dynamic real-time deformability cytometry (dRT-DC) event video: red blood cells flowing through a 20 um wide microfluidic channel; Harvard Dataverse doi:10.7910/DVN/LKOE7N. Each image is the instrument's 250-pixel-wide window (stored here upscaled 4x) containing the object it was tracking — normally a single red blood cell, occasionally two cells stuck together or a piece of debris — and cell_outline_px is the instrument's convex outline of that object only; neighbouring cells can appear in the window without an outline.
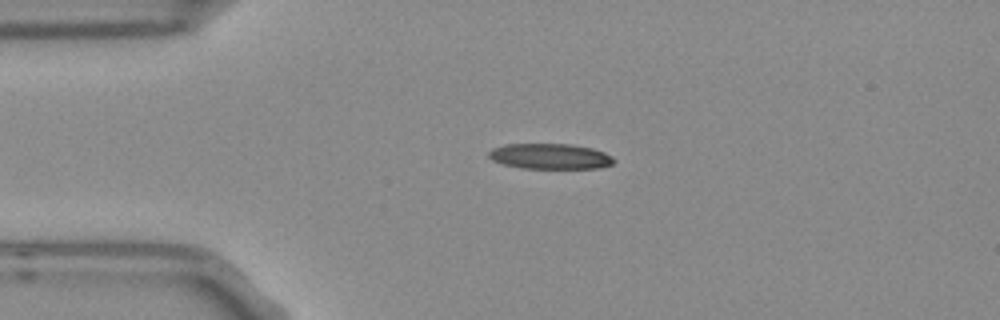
{"species": "Egyptian fruit bat (a non-hibernating species)", "species_latin": "Rousettus aegyptiacus", "temperature_condition": "room temperature", "stored_images_in_passage": 42, "camera_frame_rate_fps": 3000, "um_per_image_px": 0.085, "frame": {"image": 1, "passage_image": 1, "time_ms": 0.0, "image_size_px": [1000, 320], "cell_outline_px": [[616, 160], [612, 164], [600, 168], [520, 168], [504, 164], [492, 160], [488, 156], [488, 152], [492, 148], [504, 144], [572, 144], [592, 148], [604, 152], [612, 156]], "centroid_in_image_um": [46.76, 13.28], "position_along_channel_um": 38.2, "area_um2": 18.67}}
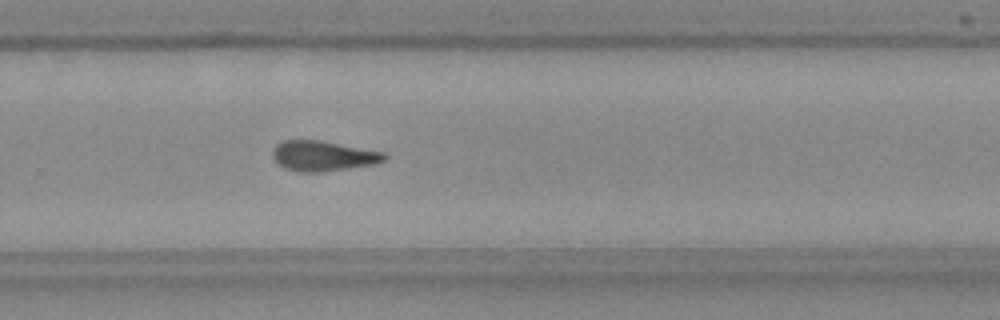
{"frame": {"image": 2, "passage_image": 24, "time_ms": 7.667, "image_size_px": [1000, 320], "cell_outline_px": [[388, 156], [384, 160], [376, 164], [320, 172], [300, 172], [284, 168], [272, 156], [272, 152], [276, 144], [284, 140], [320, 140], [384, 152]], "centroid_in_image_um": [27.47, 13.25], "position_along_channel_um": 302.3, "area_um2": 19.59}}
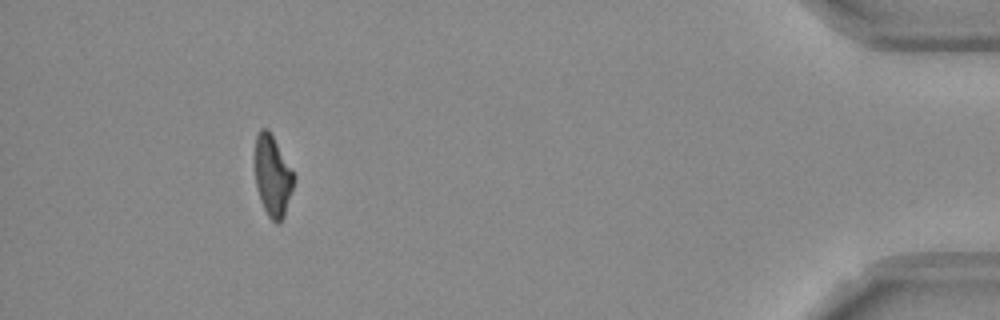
{"frame": {"image": 3, "passage_image": 38, "time_ms": 12.333, "image_size_px": [1000, 320], "cell_outline_px": [[296, 180], [284, 216], [280, 224], [276, 224], [268, 216], [260, 200], [256, 184], [256, 136], [260, 128], [268, 128], [296, 176]], "centroid_in_image_um": [23.2, 14.98], "position_along_channel_um": 412.0, "area_um2": 18.32}, "authors_computed_cell_mechanics": {"area_um2": 19.2185, "velocity_mm_per_s": 3.779, "shape_relaxation_time_tau1_ms": null, "shape_relaxation_time_tau2_ms": 5.125, "deformation_change_tau1": null, "deformation_change_tau2": 0.1561}}